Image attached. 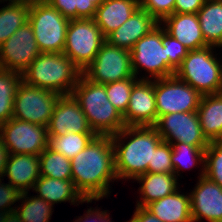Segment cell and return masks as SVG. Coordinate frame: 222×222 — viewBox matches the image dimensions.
I'll list each match as a JSON object with an SVG mask.
<instances>
[{
    "label": "cell",
    "mask_w": 222,
    "mask_h": 222,
    "mask_svg": "<svg viewBox=\"0 0 222 222\" xmlns=\"http://www.w3.org/2000/svg\"><path fill=\"white\" fill-rule=\"evenodd\" d=\"M71 173L75 188L85 200L107 198L110 183L118 180L111 136L96 135L71 159Z\"/></svg>",
    "instance_id": "6da1fadb"
},
{
    "label": "cell",
    "mask_w": 222,
    "mask_h": 222,
    "mask_svg": "<svg viewBox=\"0 0 222 222\" xmlns=\"http://www.w3.org/2000/svg\"><path fill=\"white\" fill-rule=\"evenodd\" d=\"M111 138L118 181L147 173L153 152L163 142L154 126H125Z\"/></svg>",
    "instance_id": "7a4b0ae2"
},
{
    "label": "cell",
    "mask_w": 222,
    "mask_h": 222,
    "mask_svg": "<svg viewBox=\"0 0 222 222\" xmlns=\"http://www.w3.org/2000/svg\"><path fill=\"white\" fill-rule=\"evenodd\" d=\"M82 71L63 53H40L22 73L28 85L47 89L59 95H70Z\"/></svg>",
    "instance_id": "3957f363"
},
{
    "label": "cell",
    "mask_w": 222,
    "mask_h": 222,
    "mask_svg": "<svg viewBox=\"0 0 222 222\" xmlns=\"http://www.w3.org/2000/svg\"><path fill=\"white\" fill-rule=\"evenodd\" d=\"M96 135L112 136L125 127L123 115L110 102L105 84H96L83 75L72 92Z\"/></svg>",
    "instance_id": "277c9868"
},
{
    "label": "cell",
    "mask_w": 222,
    "mask_h": 222,
    "mask_svg": "<svg viewBox=\"0 0 222 222\" xmlns=\"http://www.w3.org/2000/svg\"><path fill=\"white\" fill-rule=\"evenodd\" d=\"M214 46L188 51L175 76L192 86L202 96L218 94L222 88V62Z\"/></svg>",
    "instance_id": "5b68a950"
},
{
    "label": "cell",
    "mask_w": 222,
    "mask_h": 222,
    "mask_svg": "<svg viewBox=\"0 0 222 222\" xmlns=\"http://www.w3.org/2000/svg\"><path fill=\"white\" fill-rule=\"evenodd\" d=\"M133 74L136 78L139 71H146V77L140 79H159L175 75V71L169 66V57L162 44V25L159 23L144 37L139 39L130 50ZM142 70H139L141 69Z\"/></svg>",
    "instance_id": "8992f818"
},
{
    "label": "cell",
    "mask_w": 222,
    "mask_h": 222,
    "mask_svg": "<svg viewBox=\"0 0 222 222\" xmlns=\"http://www.w3.org/2000/svg\"><path fill=\"white\" fill-rule=\"evenodd\" d=\"M105 37L93 19H70L63 53L83 72L94 60Z\"/></svg>",
    "instance_id": "52a82bcc"
},
{
    "label": "cell",
    "mask_w": 222,
    "mask_h": 222,
    "mask_svg": "<svg viewBox=\"0 0 222 222\" xmlns=\"http://www.w3.org/2000/svg\"><path fill=\"white\" fill-rule=\"evenodd\" d=\"M69 21L49 3L30 6L29 23L41 53L63 52Z\"/></svg>",
    "instance_id": "ba28073f"
},
{
    "label": "cell",
    "mask_w": 222,
    "mask_h": 222,
    "mask_svg": "<svg viewBox=\"0 0 222 222\" xmlns=\"http://www.w3.org/2000/svg\"><path fill=\"white\" fill-rule=\"evenodd\" d=\"M82 75L96 84H107L134 76L130 50L113 46L106 40L102 43L93 62Z\"/></svg>",
    "instance_id": "9c48e42d"
},
{
    "label": "cell",
    "mask_w": 222,
    "mask_h": 222,
    "mask_svg": "<svg viewBox=\"0 0 222 222\" xmlns=\"http://www.w3.org/2000/svg\"><path fill=\"white\" fill-rule=\"evenodd\" d=\"M60 96L21 81L15 94L12 118L47 127Z\"/></svg>",
    "instance_id": "30bf717a"
},
{
    "label": "cell",
    "mask_w": 222,
    "mask_h": 222,
    "mask_svg": "<svg viewBox=\"0 0 222 222\" xmlns=\"http://www.w3.org/2000/svg\"><path fill=\"white\" fill-rule=\"evenodd\" d=\"M158 118L174 112L197 111L202 95L175 75L154 79Z\"/></svg>",
    "instance_id": "8fae6325"
},
{
    "label": "cell",
    "mask_w": 222,
    "mask_h": 222,
    "mask_svg": "<svg viewBox=\"0 0 222 222\" xmlns=\"http://www.w3.org/2000/svg\"><path fill=\"white\" fill-rule=\"evenodd\" d=\"M0 137L10 154L39 156L48 147L47 127L16 118L0 125Z\"/></svg>",
    "instance_id": "7c38bea8"
},
{
    "label": "cell",
    "mask_w": 222,
    "mask_h": 222,
    "mask_svg": "<svg viewBox=\"0 0 222 222\" xmlns=\"http://www.w3.org/2000/svg\"><path fill=\"white\" fill-rule=\"evenodd\" d=\"M164 142L186 143L195 147H208L209 141L203 135L197 111L174 112L160 116L154 125Z\"/></svg>",
    "instance_id": "4fadbf2b"
},
{
    "label": "cell",
    "mask_w": 222,
    "mask_h": 222,
    "mask_svg": "<svg viewBox=\"0 0 222 222\" xmlns=\"http://www.w3.org/2000/svg\"><path fill=\"white\" fill-rule=\"evenodd\" d=\"M40 53L28 22L0 46V68L22 74Z\"/></svg>",
    "instance_id": "5bb4252c"
},
{
    "label": "cell",
    "mask_w": 222,
    "mask_h": 222,
    "mask_svg": "<svg viewBox=\"0 0 222 222\" xmlns=\"http://www.w3.org/2000/svg\"><path fill=\"white\" fill-rule=\"evenodd\" d=\"M200 171L198 182L190 191L192 221L222 222V188L204 176V169Z\"/></svg>",
    "instance_id": "9a60e30c"
},
{
    "label": "cell",
    "mask_w": 222,
    "mask_h": 222,
    "mask_svg": "<svg viewBox=\"0 0 222 222\" xmlns=\"http://www.w3.org/2000/svg\"><path fill=\"white\" fill-rule=\"evenodd\" d=\"M125 126H154L158 120L154 79H139L132 87L126 112Z\"/></svg>",
    "instance_id": "2e32d148"
},
{
    "label": "cell",
    "mask_w": 222,
    "mask_h": 222,
    "mask_svg": "<svg viewBox=\"0 0 222 222\" xmlns=\"http://www.w3.org/2000/svg\"><path fill=\"white\" fill-rule=\"evenodd\" d=\"M47 131L48 136H62L70 132L94 133L72 94L58 98Z\"/></svg>",
    "instance_id": "e0dca14e"
},
{
    "label": "cell",
    "mask_w": 222,
    "mask_h": 222,
    "mask_svg": "<svg viewBox=\"0 0 222 222\" xmlns=\"http://www.w3.org/2000/svg\"><path fill=\"white\" fill-rule=\"evenodd\" d=\"M166 32L189 51L208 47L203 37L197 13H174L160 23Z\"/></svg>",
    "instance_id": "ac0fdd59"
},
{
    "label": "cell",
    "mask_w": 222,
    "mask_h": 222,
    "mask_svg": "<svg viewBox=\"0 0 222 222\" xmlns=\"http://www.w3.org/2000/svg\"><path fill=\"white\" fill-rule=\"evenodd\" d=\"M159 22L147 11L139 7L118 29L105 40L113 46L131 50L134 44L155 28Z\"/></svg>",
    "instance_id": "d6986e66"
},
{
    "label": "cell",
    "mask_w": 222,
    "mask_h": 222,
    "mask_svg": "<svg viewBox=\"0 0 222 222\" xmlns=\"http://www.w3.org/2000/svg\"><path fill=\"white\" fill-rule=\"evenodd\" d=\"M7 177L9 184L15 186L20 193L33 189L40 175L39 156L32 154H10L3 177Z\"/></svg>",
    "instance_id": "ffe728a7"
},
{
    "label": "cell",
    "mask_w": 222,
    "mask_h": 222,
    "mask_svg": "<svg viewBox=\"0 0 222 222\" xmlns=\"http://www.w3.org/2000/svg\"><path fill=\"white\" fill-rule=\"evenodd\" d=\"M140 7L139 0H105L97 7L93 20L106 38Z\"/></svg>",
    "instance_id": "44dd1931"
},
{
    "label": "cell",
    "mask_w": 222,
    "mask_h": 222,
    "mask_svg": "<svg viewBox=\"0 0 222 222\" xmlns=\"http://www.w3.org/2000/svg\"><path fill=\"white\" fill-rule=\"evenodd\" d=\"M37 193V197L44 199L51 205L69 202L72 205H78L93 200H85L83 196L75 188L72 180L49 178L40 176L35 182L33 189Z\"/></svg>",
    "instance_id": "7402d4cb"
},
{
    "label": "cell",
    "mask_w": 222,
    "mask_h": 222,
    "mask_svg": "<svg viewBox=\"0 0 222 222\" xmlns=\"http://www.w3.org/2000/svg\"><path fill=\"white\" fill-rule=\"evenodd\" d=\"M179 177L174 173H145L138 176L135 181L141 185L138 188L139 195L136 206L146 207L151 202L157 201L171 193L177 191L180 187Z\"/></svg>",
    "instance_id": "603a6c76"
},
{
    "label": "cell",
    "mask_w": 222,
    "mask_h": 222,
    "mask_svg": "<svg viewBox=\"0 0 222 222\" xmlns=\"http://www.w3.org/2000/svg\"><path fill=\"white\" fill-rule=\"evenodd\" d=\"M145 208L162 222H193L190 193L181 194L180 189L151 202Z\"/></svg>",
    "instance_id": "cb8c5ba5"
},
{
    "label": "cell",
    "mask_w": 222,
    "mask_h": 222,
    "mask_svg": "<svg viewBox=\"0 0 222 222\" xmlns=\"http://www.w3.org/2000/svg\"><path fill=\"white\" fill-rule=\"evenodd\" d=\"M197 113L206 139L209 142L222 141V94L202 96Z\"/></svg>",
    "instance_id": "d4e9b609"
},
{
    "label": "cell",
    "mask_w": 222,
    "mask_h": 222,
    "mask_svg": "<svg viewBox=\"0 0 222 222\" xmlns=\"http://www.w3.org/2000/svg\"><path fill=\"white\" fill-rule=\"evenodd\" d=\"M200 28L208 46L222 47V0H206L197 12Z\"/></svg>",
    "instance_id": "484cf974"
},
{
    "label": "cell",
    "mask_w": 222,
    "mask_h": 222,
    "mask_svg": "<svg viewBox=\"0 0 222 222\" xmlns=\"http://www.w3.org/2000/svg\"><path fill=\"white\" fill-rule=\"evenodd\" d=\"M30 5L26 3H7L0 8V46L16 30L29 22Z\"/></svg>",
    "instance_id": "4316f807"
},
{
    "label": "cell",
    "mask_w": 222,
    "mask_h": 222,
    "mask_svg": "<svg viewBox=\"0 0 222 222\" xmlns=\"http://www.w3.org/2000/svg\"><path fill=\"white\" fill-rule=\"evenodd\" d=\"M29 192L21 193L18 202L19 206H15V212L22 222H50L53 205L37 196H30Z\"/></svg>",
    "instance_id": "83f0119b"
},
{
    "label": "cell",
    "mask_w": 222,
    "mask_h": 222,
    "mask_svg": "<svg viewBox=\"0 0 222 222\" xmlns=\"http://www.w3.org/2000/svg\"><path fill=\"white\" fill-rule=\"evenodd\" d=\"M172 155L171 160L174 168V174L178 177L181 170L192 169L198 167V164L204 169L205 149L207 147H195L186 143L175 142L171 144Z\"/></svg>",
    "instance_id": "f1b7e54d"
},
{
    "label": "cell",
    "mask_w": 222,
    "mask_h": 222,
    "mask_svg": "<svg viewBox=\"0 0 222 222\" xmlns=\"http://www.w3.org/2000/svg\"><path fill=\"white\" fill-rule=\"evenodd\" d=\"M22 74L0 68V125L13 115V104Z\"/></svg>",
    "instance_id": "f546056e"
},
{
    "label": "cell",
    "mask_w": 222,
    "mask_h": 222,
    "mask_svg": "<svg viewBox=\"0 0 222 222\" xmlns=\"http://www.w3.org/2000/svg\"><path fill=\"white\" fill-rule=\"evenodd\" d=\"M96 136L95 133H66L62 136H48V148L72 159Z\"/></svg>",
    "instance_id": "4dcf8cb0"
},
{
    "label": "cell",
    "mask_w": 222,
    "mask_h": 222,
    "mask_svg": "<svg viewBox=\"0 0 222 222\" xmlns=\"http://www.w3.org/2000/svg\"><path fill=\"white\" fill-rule=\"evenodd\" d=\"M40 175L72 180L71 159L66 158L63 154L54 152L50 148H46L40 155Z\"/></svg>",
    "instance_id": "1f68e13d"
},
{
    "label": "cell",
    "mask_w": 222,
    "mask_h": 222,
    "mask_svg": "<svg viewBox=\"0 0 222 222\" xmlns=\"http://www.w3.org/2000/svg\"><path fill=\"white\" fill-rule=\"evenodd\" d=\"M140 78L133 76L121 81L105 84L109 102L123 115L128 107L133 85Z\"/></svg>",
    "instance_id": "d6a6232c"
},
{
    "label": "cell",
    "mask_w": 222,
    "mask_h": 222,
    "mask_svg": "<svg viewBox=\"0 0 222 222\" xmlns=\"http://www.w3.org/2000/svg\"><path fill=\"white\" fill-rule=\"evenodd\" d=\"M204 176L222 188V141H213L205 149Z\"/></svg>",
    "instance_id": "836d02e7"
},
{
    "label": "cell",
    "mask_w": 222,
    "mask_h": 222,
    "mask_svg": "<svg viewBox=\"0 0 222 222\" xmlns=\"http://www.w3.org/2000/svg\"><path fill=\"white\" fill-rule=\"evenodd\" d=\"M171 155V144L163 141L153 152L152 163H149L148 172L174 173Z\"/></svg>",
    "instance_id": "e575fe53"
},
{
    "label": "cell",
    "mask_w": 222,
    "mask_h": 222,
    "mask_svg": "<svg viewBox=\"0 0 222 222\" xmlns=\"http://www.w3.org/2000/svg\"><path fill=\"white\" fill-rule=\"evenodd\" d=\"M162 44L166 49V55L169 57V66L176 71L181 65L182 60L188 54V49L174 37L169 35L162 26Z\"/></svg>",
    "instance_id": "d590c367"
},
{
    "label": "cell",
    "mask_w": 222,
    "mask_h": 222,
    "mask_svg": "<svg viewBox=\"0 0 222 222\" xmlns=\"http://www.w3.org/2000/svg\"><path fill=\"white\" fill-rule=\"evenodd\" d=\"M139 4L159 23L174 14L175 0H139Z\"/></svg>",
    "instance_id": "8d00e7d4"
},
{
    "label": "cell",
    "mask_w": 222,
    "mask_h": 222,
    "mask_svg": "<svg viewBox=\"0 0 222 222\" xmlns=\"http://www.w3.org/2000/svg\"><path fill=\"white\" fill-rule=\"evenodd\" d=\"M1 179L4 180V178L0 177V211L10 213L15 210L12 205L18 202L21 193L12 184L2 183Z\"/></svg>",
    "instance_id": "74e56055"
},
{
    "label": "cell",
    "mask_w": 222,
    "mask_h": 222,
    "mask_svg": "<svg viewBox=\"0 0 222 222\" xmlns=\"http://www.w3.org/2000/svg\"><path fill=\"white\" fill-rule=\"evenodd\" d=\"M49 4L63 16L69 19H76L77 0H50Z\"/></svg>",
    "instance_id": "f35d334b"
},
{
    "label": "cell",
    "mask_w": 222,
    "mask_h": 222,
    "mask_svg": "<svg viewBox=\"0 0 222 222\" xmlns=\"http://www.w3.org/2000/svg\"><path fill=\"white\" fill-rule=\"evenodd\" d=\"M206 0H175L174 13H197Z\"/></svg>",
    "instance_id": "ab89813d"
},
{
    "label": "cell",
    "mask_w": 222,
    "mask_h": 222,
    "mask_svg": "<svg viewBox=\"0 0 222 222\" xmlns=\"http://www.w3.org/2000/svg\"><path fill=\"white\" fill-rule=\"evenodd\" d=\"M108 210L101 211L100 208H88L83 214L80 216L85 222H113L110 218V213Z\"/></svg>",
    "instance_id": "60d3db41"
},
{
    "label": "cell",
    "mask_w": 222,
    "mask_h": 222,
    "mask_svg": "<svg viewBox=\"0 0 222 222\" xmlns=\"http://www.w3.org/2000/svg\"><path fill=\"white\" fill-rule=\"evenodd\" d=\"M97 6L90 0H77L76 18L93 19Z\"/></svg>",
    "instance_id": "b9f144b4"
},
{
    "label": "cell",
    "mask_w": 222,
    "mask_h": 222,
    "mask_svg": "<svg viewBox=\"0 0 222 222\" xmlns=\"http://www.w3.org/2000/svg\"><path fill=\"white\" fill-rule=\"evenodd\" d=\"M126 222H162L159 218L153 215L145 207L136 206L134 214L129 221Z\"/></svg>",
    "instance_id": "7bdbcfd3"
},
{
    "label": "cell",
    "mask_w": 222,
    "mask_h": 222,
    "mask_svg": "<svg viewBox=\"0 0 222 222\" xmlns=\"http://www.w3.org/2000/svg\"><path fill=\"white\" fill-rule=\"evenodd\" d=\"M10 153L7 147L4 145L2 138L0 137V177L3 178L6 164Z\"/></svg>",
    "instance_id": "ee69618b"
},
{
    "label": "cell",
    "mask_w": 222,
    "mask_h": 222,
    "mask_svg": "<svg viewBox=\"0 0 222 222\" xmlns=\"http://www.w3.org/2000/svg\"><path fill=\"white\" fill-rule=\"evenodd\" d=\"M4 222H22L15 211L7 213Z\"/></svg>",
    "instance_id": "f6af8a7d"
},
{
    "label": "cell",
    "mask_w": 222,
    "mask_h": 222,
    "mask_svg": "<svg viewBox=\"0 0 222 222\" xmlns=\"http://www.w3.org/2000/svg\"><path fill=\"white\" fill-rule=\"evenodd\" d=\"M22 2L31 6L35 4H46V3H49L50 0H22Z\"/></svg>",
    "instance_id": "bcb514c9"
},
{
    "label": "cell",
    "mask_w": 222,
    "mask_h": 222,
    "mask_svg": "<svg viewBox=\"0 0 222 222\" xmlns=\"http://www.w3.org/2000/svg\"><path fill=\"white\" fill-rule=\"evenodd\" d=\"M3 1V4H4V2H6L7 3V1H8V3H20V2H22V0H0V3Z\"/></svg>",
    "instance_id": "7dc6e473"
},
{
    "label": "cell",
    "mask_w": 222,
    "mask_h": 222,
    "mask_svg": "<svg viewBox=\"0 0 222 222\" xmlns=\"http://www.w3.org/2000/svg\"><path fill=\"white\" fill-rule=\"evenodd\" d=\"M93 2L97 7L100 6L105 0H90Z\"/></svg>",
    "instance_id": "c3c4849f"
},
{
    "label": "cell",
    "mask_w": 222,
    "mask_h": 222,
    "mask_svg": "<svg viewBox=\"0 0 222 222\" xmlns=\"http://www.w3.org/2000/svg\"><path fill=\"white\" fill-rule=\"evenodd\" d=\"M6 214H7L6 212L0 211V222H4Z\"/></svg>",
    "instance_id": "681fc988"
},
{
    "label": "cell",
    "mask_w": 222,
    "mask_h": 222,
    "mask_svg": "<svg viewBox=\"0 0 222 222\" xmlns=\"http://www.w3.org/2000/svg\"><path fill=\"white\" fill-rule=\"evenodd\" d=\"M73 222H85L80 216H78V218L75 219V221Z\"/></svg>",
    "instance_id": "f907efd6"
}]
</instances>
